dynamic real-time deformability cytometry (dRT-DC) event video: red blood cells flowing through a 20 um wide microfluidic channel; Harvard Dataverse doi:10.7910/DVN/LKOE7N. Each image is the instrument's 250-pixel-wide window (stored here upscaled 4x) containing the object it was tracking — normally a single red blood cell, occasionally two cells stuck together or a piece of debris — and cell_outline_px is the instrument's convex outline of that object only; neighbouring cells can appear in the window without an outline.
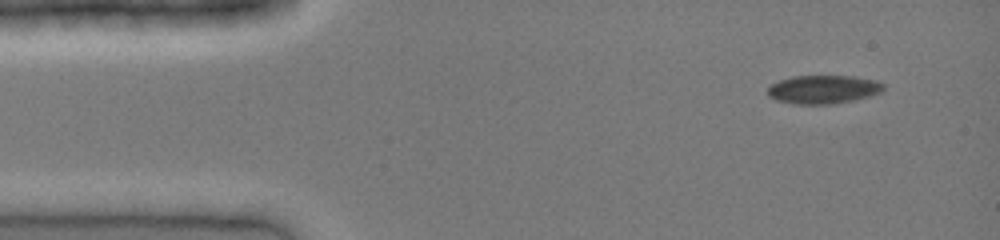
{"species": "common noctule bat (a hibernating species)", "species_latin": "Nyctalus noctula", "temperature_condition": "cold", "stored_images_in_passage": 39, "camera_frame_rate_fps": 3000, "um_per_image_px": 0.085, "animal": {"sex": "female", "body_mass_g": 19.0, "forearm_length_mm": 51.5}, "frame": {"image": 1, "passage_image": 1, "time_ms": 0.0, "image_size_px": [1000, 240], "cell_outline_px": [[884, 88], [880, 92], [868, 96], [852, 100], [832, 104], [796, 104], [776, 100], [768, 96], [768, 88], [772, 84], [780, 80], [792, 76], [856, 76], [876, 80], [884, 84]], "centroid_in_image_um": [69.97, 7.59], "position_along_channel_um": 15.0, "area_um2": 19.13}}
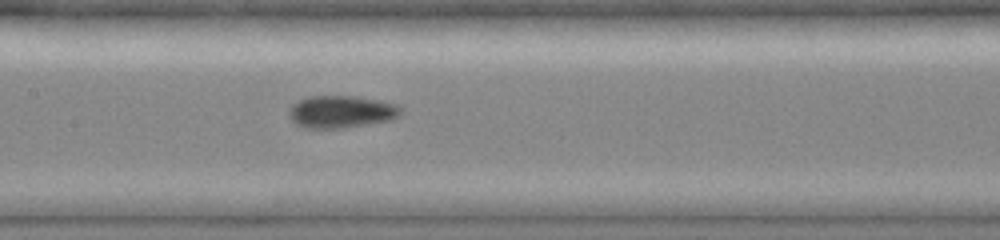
{"frame": {"image": 2, "passage_image": 17, "time_ms": 5.333, "image_size_px": [1000, 240], "cell_outline_px": [[400, 116], [392, 120], [340, 128], [304, 128], [296, 124], [292, 120], [288, 112], [292, 104], [300, 100], [312, 96], [352, 96], [396, 104], [400, 108]], "centroid_in_image_um": [28.98, 9.51], "position_along_channel_um": 178.4, "area_um2": 20.75}}
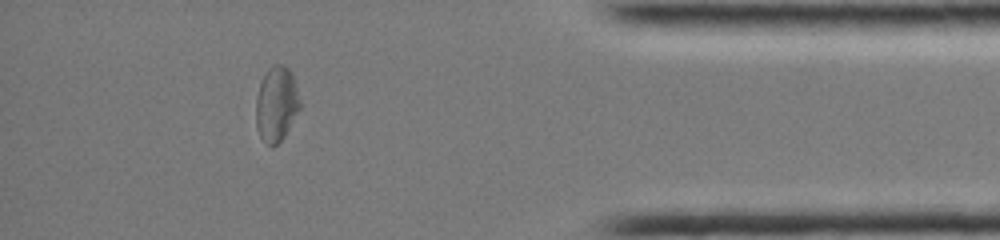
{"frame": {"image": 3, "passage_image": 34, "time_ms": 11.0, "image_size_px": [1000, 240], "cell_outline_px": [[300, 108], [284, 136], [272, 148], [260, 136], [256, 124], [256, 96], [260, 84], [268, 68], [272, 64], [284, 64], [288, 68], [292, 76], [300, 100]], "centroid_in_image_um": [23.48, 8.83], "position_along_channel_um": 411.7, "area_um2": 18.96}}